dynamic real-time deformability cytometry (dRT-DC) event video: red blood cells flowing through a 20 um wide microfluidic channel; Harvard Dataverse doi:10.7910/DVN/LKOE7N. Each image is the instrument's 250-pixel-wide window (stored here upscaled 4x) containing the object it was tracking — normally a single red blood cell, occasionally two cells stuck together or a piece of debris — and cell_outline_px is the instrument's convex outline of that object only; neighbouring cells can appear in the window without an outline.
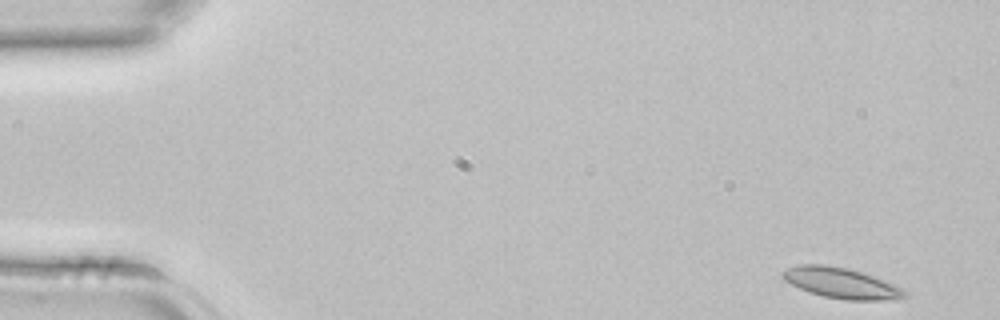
{"species": "common noctule bat (a hibernating species)", "species_latin": "Nyctalus noctula", "temperature_condition": "room temperature", "stored_images_in_passage": 4, "camera_frame_rate_fps": 3000, "um_per_image_px": 0.085, "animal": {"sex": "female", "body_mass_g": 22.7, "forearm_length_mm": 54.2}, "frame": {"image": 1, "passage_image": 1, "time_ms": 0.0, "image_size_px": [1000, 320], "cell_outline_px": [[908, 296], [880, 300], [844, 300], [824, 296], [800, 288], [784, 280], [780, 276], [780, 272], [796, 264], [828, 264], [848, 268], [864, 272], [884, 280], [908, 292]], "centroid_in_image_um": [71.46, 24.03], "position_along_channel_um": 13.5, "area_um2": 21.73}}
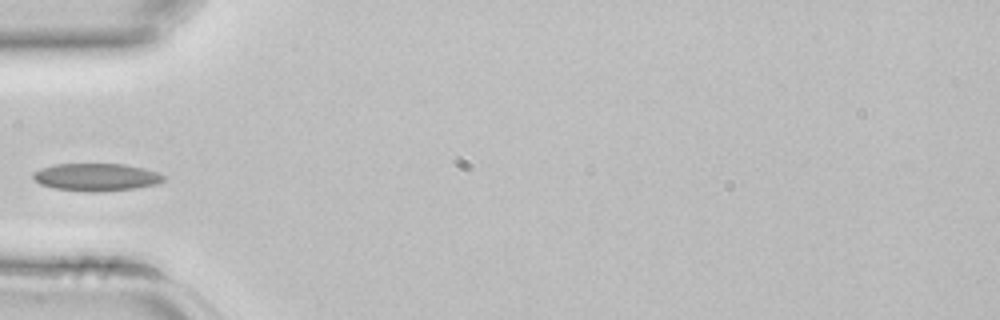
{"frame": {"image": 2, "passage_image": 4, "time_ms": 1.0, "image_size_px": [1000, 320], "cell_outline_px": [[164, 180], [156, 184], [136, 188], [96, 192], [88, 192], [52, 188], [40, 184], [32, 176], [32, 172], [40, 168], [52, 164], [124, 164], [144, 168], [156, 172], [164, 176]], "centroid_in_image_um": [8.14, 15.05], "position_along_channel_um": 76.9, "area_um2": 21.04}}